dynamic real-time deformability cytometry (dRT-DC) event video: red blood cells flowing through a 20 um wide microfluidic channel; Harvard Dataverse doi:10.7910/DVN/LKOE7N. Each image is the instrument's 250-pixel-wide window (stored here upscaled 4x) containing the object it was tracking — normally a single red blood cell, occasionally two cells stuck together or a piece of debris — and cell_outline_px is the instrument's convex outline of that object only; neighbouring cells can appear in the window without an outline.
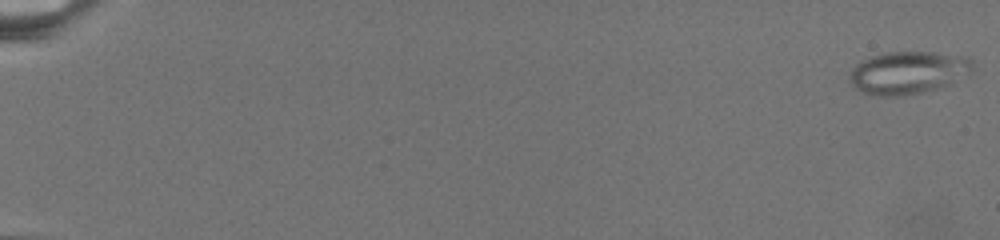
{"species": "common noctule bat (a hibernating species)", "species_latin": "Nyctalus noctula", "temperature_condition": "warm", "stored_images_in_passage": 69, "camera_frame_rate_fps": 3000, "um_per_image_px": 0.085, "animal": {"sex": "female", "body_mass_g": 19.5, "forearm_length_mm": 54.1}, "frame": {"image": 1, "passage_image": 1, "time_ms": 0.0, "image_size_px": [1000, 240], "cell_outline_px": [[972, 68], [968, 72], [948, 84], [936, 88], [920, 92], [900, 96], [876, 96], [860, 92], [848, 80], [848, 72], [860, 60], [884, 52], [936, 52], [968, 56], [972, 60]], "centroid_in_image_um": [77.1, 6.16], "position_along_channel_um": 7.9, "area_um2": 30.58}}
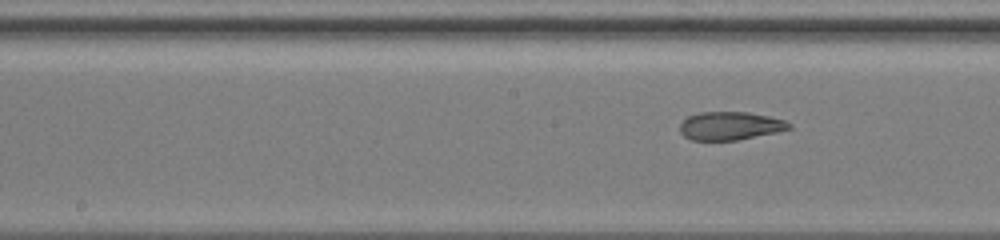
{"frame": {"image": 2, "passage_image": 41, "time_ms": 13.333, "image_size_px": [1000, 240], "cell_outline_px": [[792, 128], [776, 132], [736, 140], [692, 140], [684, 136], [680, 132], [680, 124], [688, 116], [700, 112], [748, 112], [768, 116], [784, 120], [792, 124]], "centroid_in_image_um": [62.06, 10.69], "position_along_channel_um": 186.1, "area_um2": 17.86}}
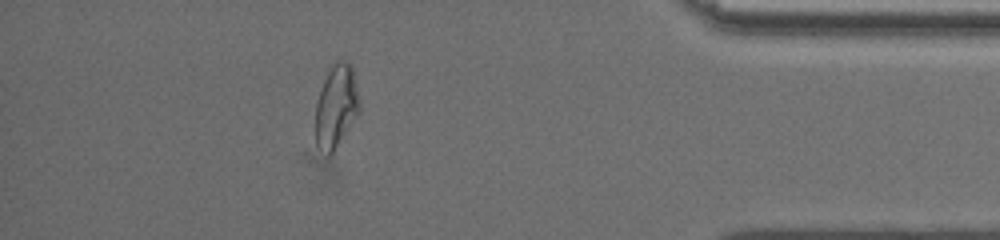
{"frame": {"image": 3, "passage_image": 62, "time_ms": 22.0, "image_size_px": [1000, 240], "cell_outline_px": [[360, 112], [332, 152], [328, 156], [316, 144], [316, 104], [324, 80], [332, 64], [336, 60], [348, 60], [352, 64], [360, 100]], "centroid_in_image_um": [28.61, 8.97], "position_along_channel_um": 406.6, "area_um2": 21.15}}